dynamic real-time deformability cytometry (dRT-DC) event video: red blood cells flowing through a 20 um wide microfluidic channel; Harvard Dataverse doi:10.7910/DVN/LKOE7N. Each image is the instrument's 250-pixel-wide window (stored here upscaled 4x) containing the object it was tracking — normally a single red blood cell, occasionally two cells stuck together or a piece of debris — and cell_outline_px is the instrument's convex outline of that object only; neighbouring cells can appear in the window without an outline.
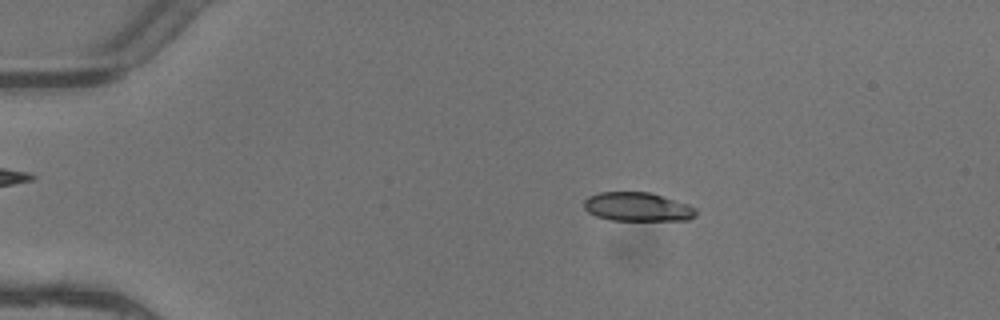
{"species": "common noctule bat (a hibernating species)", "species_latin": "Nyctalus noctula", "temperature_condition": "warm", "stored_images_in_passage": 5, "camera_frame_rate_fps": 3000, "um_per_image_px": 0.085, "animal": {"sex": "female"}, "frame": {"image": 1, "passage_image": 2, "time_ms": 0.333, "image_size_px": [1000, 320], "cell_outline_px": [[696, 216], [688, 220], [612, 220], [596, 216], [588, 212], [584, 208], [584, 200], [588, 196], [600, 192], [648, 192], [688, 204], [696, 208]], "centroid_in_image_um": [54.18, 17.58], "position_along_channel_um": 30.8, "area_um2": 18.79}}
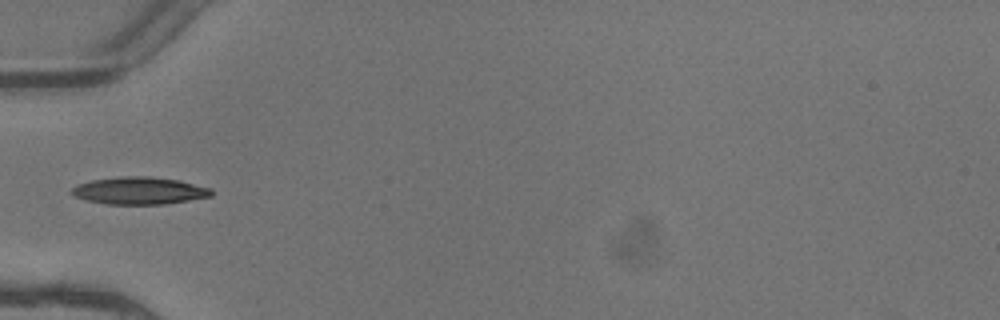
{"frame": {"image": 2, "passage_image": 4, "time_ms": 1.0, "image_size_px": [1000, 320], "cell_outline_px": [[212, 196], [164, 204], [104, 204], [72, 196], [68, 192], [76, 184], [92, 180], [120, 176], [148, 176], [176, 180], [212, 188]], "centroid_in_image_um": [11.78, 16.21], "position_along_channel_um": 73.2, "area_um2": 22.25}}
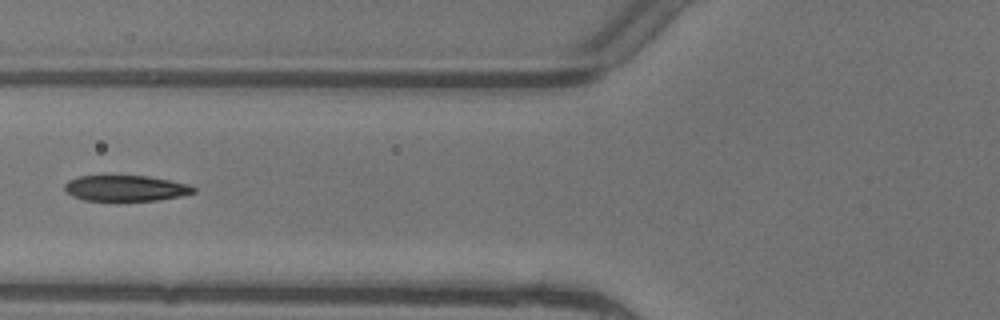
{"frame": {"image": 3, "passage_image": 5, "time_ms": 1.333, "image_size_px": [1000, 320], "cell_outline_px": [[196, 192], [180, 196], [156, 200], [84, 200], [72, 196], [64, 192], [64, 184], [68, 180], [80, 176], [104, 172], [148, 176], [172, 180], [188, 184], [196, 188]], "centroid_in_image_um": [10.61, 15.94], "position_along_channel_um": 115.2, "area_um2": 20.35}}